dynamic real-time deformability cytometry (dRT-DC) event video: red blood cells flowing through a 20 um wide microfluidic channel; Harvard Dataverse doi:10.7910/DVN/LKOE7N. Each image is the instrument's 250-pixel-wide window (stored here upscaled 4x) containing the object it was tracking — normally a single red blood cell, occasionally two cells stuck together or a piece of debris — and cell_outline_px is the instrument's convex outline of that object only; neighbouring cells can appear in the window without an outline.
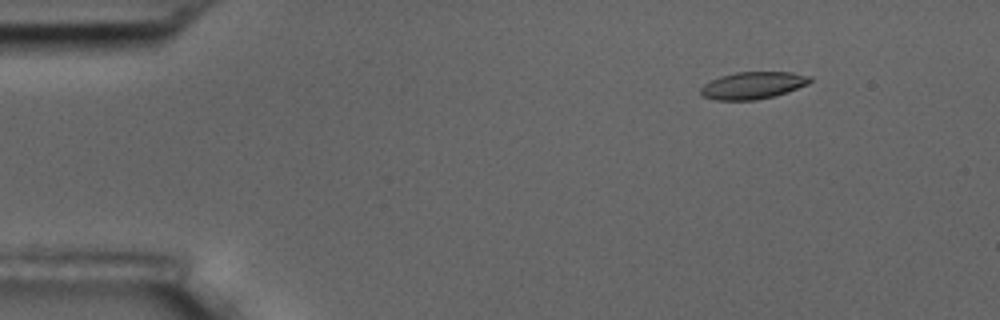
{"species": "common noctule bat (a hibernating species)", "species_latin": "Nyctalus noctula", "temperature_condition": "room temperature", "stored_images_in_passage": 5, "camera_frame_rate_fps": 3000, "um_per_image_px": 0.085, "animal": {"sex": "male", "body_mass_g": 17.5, "forearm_length_mm": 52.3}, "frame": {"image": 1, "passage_image": 3, "time_ms": 2.333, "image_size_px": [1000, 320], "cell_outline_px": [[812, 80], [808, 84], [788, 92], [756, 100], [716, 100], [700, 96], [700, 88], [704, 84], [720, 76], [736, 72], [792, 72], [812, 76]], "centroid_in_image_um": [63.99, 7.26], "position_along_channel_um": 21.0, "area_um2": 17.4}}